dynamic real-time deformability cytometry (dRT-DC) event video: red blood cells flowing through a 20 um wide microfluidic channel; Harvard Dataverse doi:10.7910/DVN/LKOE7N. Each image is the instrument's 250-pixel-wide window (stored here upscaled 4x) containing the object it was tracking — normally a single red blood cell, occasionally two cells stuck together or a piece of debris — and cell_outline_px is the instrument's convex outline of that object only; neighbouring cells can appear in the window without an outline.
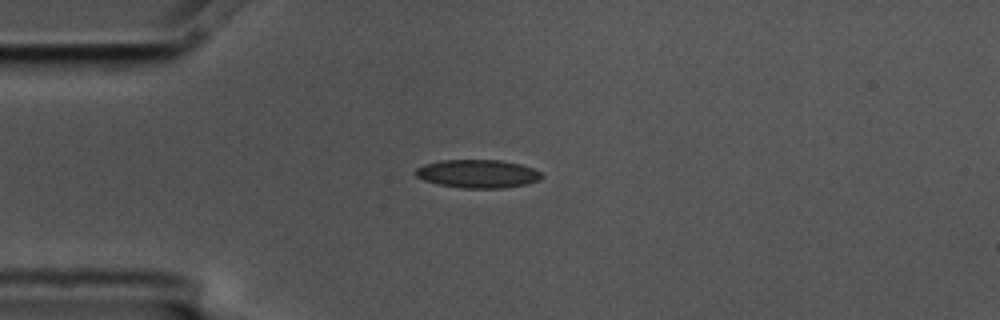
{"species": "common noctule bat (a hibernating species)", "species_latin": "Nyctalus noctula", "temperature_condition": "cold", "stored_images_in_passage": 1, "camera_frame_rate_fps": 3000, "um_per_image_px": 0.085, "animal": {"sex": "male", "body_mass_g": 17.5, "forearm_length_mm": 52.3}, "frame": {"image": 1, "passage_image": 1, "time_ms": 0.0, "image_size_px": [1000, 320], "cell_outline_px": [[544, 176], [540, 180], [528, 184], [504, 188], [460, 188], [436, 184], [424, 180], [416, 176], [412, 172], [416, 168], [424, 164], [440, 160], [500, 160], [520, 164], [532, 168], [540, 172]], "centroid_in_image_um": [40.59, 14.77], "position_along_channel_um": 44.4, "area_um2": 21.04}}